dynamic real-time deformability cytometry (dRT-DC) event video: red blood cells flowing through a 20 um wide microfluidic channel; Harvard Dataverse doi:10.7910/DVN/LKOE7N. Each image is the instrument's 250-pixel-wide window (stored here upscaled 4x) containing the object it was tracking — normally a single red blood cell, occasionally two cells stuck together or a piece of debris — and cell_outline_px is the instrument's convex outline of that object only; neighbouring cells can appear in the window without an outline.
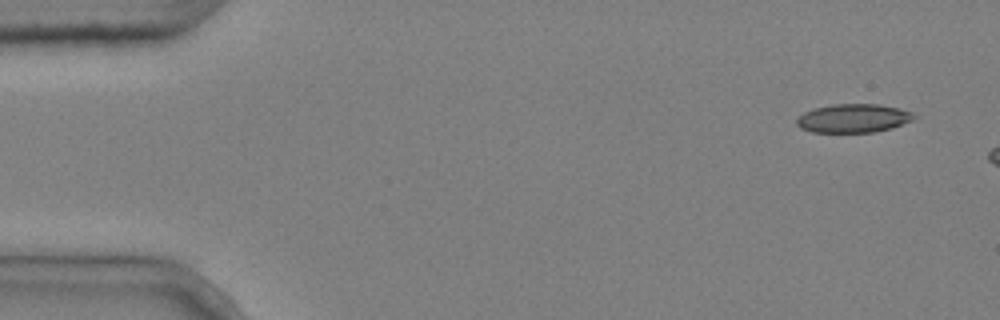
{"species": "common noctule bat (a hibernating species)", "species_latin": "Nyctalus noctula", "temperature_condition": "cold", "stored_images_in_passage": 3, "camera_frame_rate_fps": 3000, "um_per_image_px": 0.085, "animal": {"sex": "male", "body_mass_g": 20.4}, "frame": {"image": 1, "passage_image": 1, "time_ms": 0.0, "image_size_px": [1000, 320], "cell_outline_px": [[916, 116], [912, 120], [892, 128], [876, 132], [812, 132], [800, 128], [796, 124], [796, 120], [804, 112], [812, 108], [832, 104], [880, 104], [900, 108], [912, 112]], "centroid_in_image_um": [72.53, 10.05], "position_along_channel_um": 12.5, "area_um2": 19.71}}